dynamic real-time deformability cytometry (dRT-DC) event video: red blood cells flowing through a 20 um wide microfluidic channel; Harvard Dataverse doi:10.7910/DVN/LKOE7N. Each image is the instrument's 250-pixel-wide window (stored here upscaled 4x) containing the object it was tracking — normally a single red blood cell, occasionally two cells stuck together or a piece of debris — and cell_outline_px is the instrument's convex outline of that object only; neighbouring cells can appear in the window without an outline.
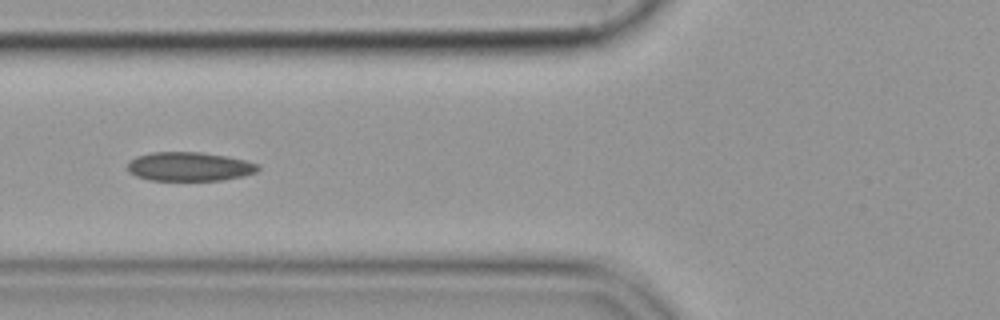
{"species": "common noctule bat (a hibernating species)", "species_latin": "Nyctalus noctula", "temperature_condition": "cold", "stored_images_in_passage": 40, "camera_frame_rate_fps": 3000, "um_per_image_px": 0.085, "animal": {"sex": "female", "body_mass_g": 19.9}, "frame": {"image": 1, "passage_image": 7, "time_ms": 2.0, "image_size_px": [1000, 320], "cell_outline_px": [[260, 168], [256, 172], [224, 180], [148, 180], [136, 176], [128, 172], [128, 164], [136, 156], [152, 152], [200, 152], [224, 156], [244, 160], [260, 164]], "centroid_in_image_um": [16.08, 14.16], "position_along_channel_um": 109.7, "area_um2": 21.91}}
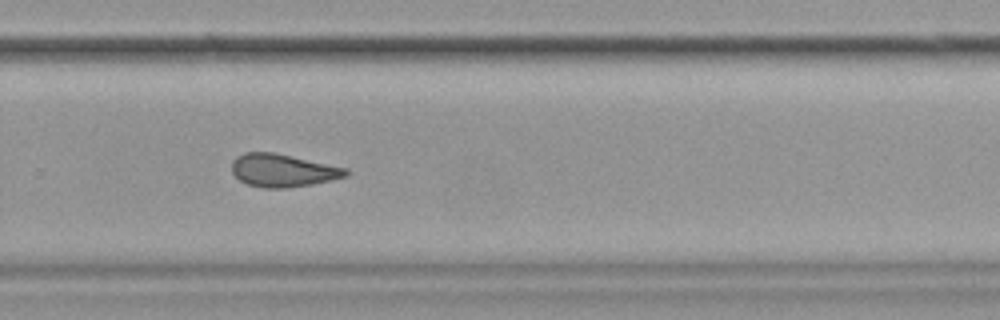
{"frame": {"image": 2, "passage_image": 23, "time_ms": 7.333, "image_size_px": [1000, 320], "cell_outline_px": [[348, 176], [332, 180], [312, 184], [284, 188], [264, 188], [248, 184], [240, 180], [232, 172], [232, 160], [236, 156], [244, 152], [272, 152], [348, 168]], "centroid_in_image_um": [24.03, 14.48], "position_along_channel_um": 305.8, "area_um2": 21.79}}